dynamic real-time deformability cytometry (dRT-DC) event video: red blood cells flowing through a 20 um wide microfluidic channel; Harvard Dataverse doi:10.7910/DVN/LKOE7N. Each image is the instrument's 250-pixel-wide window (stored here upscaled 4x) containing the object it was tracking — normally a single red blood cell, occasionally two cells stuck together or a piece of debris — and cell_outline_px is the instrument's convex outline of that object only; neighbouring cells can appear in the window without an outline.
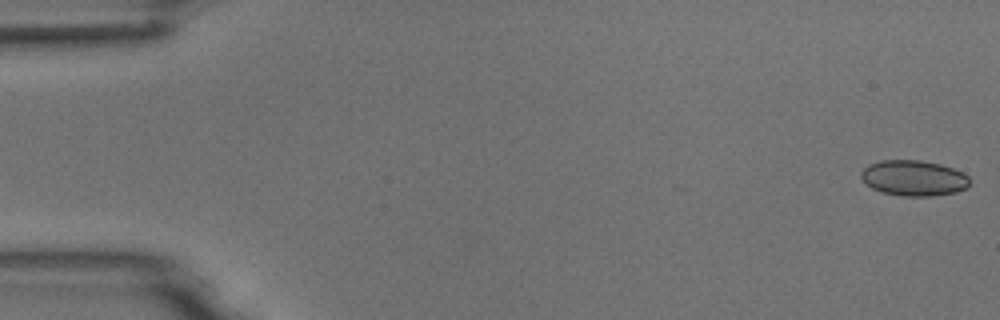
{"species": "common noctule bat (a hibernating species)", "species_latin": "Nyctalus noctula", "temperature_condition": "room temperature", "stored_images_in_passage": 10, "camera_frame_rate_fps": 3000, "um_per_image_px": 0.085, "animal": {"sex": "male", "body_mass_g": 18.8}, "frame": {"image": 1, "passage_image": 1, "time_ms": 0.0, "image_size_px": [1000, 320], "cell_outline_px": [[968, 188], [956, 192], [932, 196], [904, 196], [884, 192], [872, 188], [860, 176], [860, 172], [868, 164], [880, 160], [920, 160], [940, 164], [952, 168], [968, 176]], "centroid_in_image_um": [77.66, 15.13], "position_along_channel_um": 7.3, "area_um2": 22.37}}